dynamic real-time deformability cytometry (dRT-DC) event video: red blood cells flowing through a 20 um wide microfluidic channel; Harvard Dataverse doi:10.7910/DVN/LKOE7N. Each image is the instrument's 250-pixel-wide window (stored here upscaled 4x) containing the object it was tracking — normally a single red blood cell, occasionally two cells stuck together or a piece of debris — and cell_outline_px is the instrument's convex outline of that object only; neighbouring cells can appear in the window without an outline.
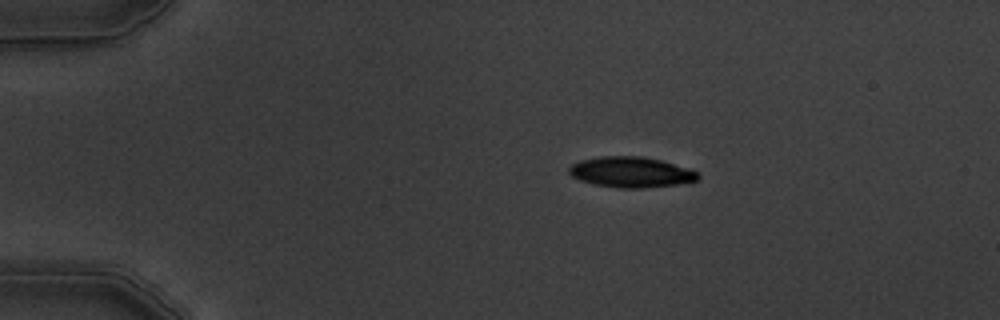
{"species": "common noctule bat (a hibernating species)", "species_latin": "Nyctalus noctula", "temperature_condition": "warm", "stored_images_in_passage": 4, "camera_frame_rate_fps": 3000, "um_per_image_px": 0.085, "animal": {"sex": "male", "body_mass_g": 19.5, "forearm_length_mm": 54.6}, "frame": {"image": 1, "passage_image": 1, "time_ms": 0.0, "image_size_px": [1000, 320], "cell_outline_px": [[700, 176], [696, 180], [676, 184], [644, 188], [620, 188], [592, 184], [580, 180], [572, 176], [568, 172], [568, 168], [572, 164], [580, 160], [600, 156], [640, 156], [660, 160], [696, 172]], "centroid_in_image_um": [53.55, 14.63], "position_along_channel_um": 31.5, "area_um2": 22.66}}
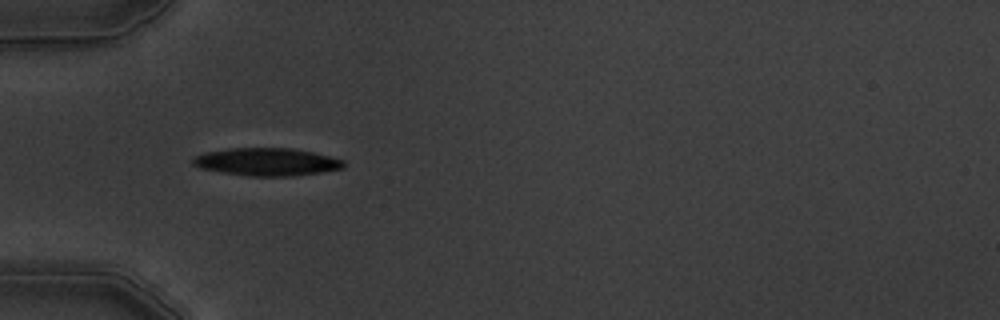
{"frame": {"image": 2, "passage_image": 3, "time_ms": 2.333, "image_size_px": [1000, 320], "cell_outline_px": [[344, 168], [320, 172], [292, 176], [248, 176], [200, 168], [192, 164], [192, 160], [196, 156], [204, 152], [228, 148], [292, 148], [312, 152], [344, 160]], "centroid_in_image_um": [22.66, 13.75], "position_along_channel_um": 62.3, "area_um2": 24.22}}